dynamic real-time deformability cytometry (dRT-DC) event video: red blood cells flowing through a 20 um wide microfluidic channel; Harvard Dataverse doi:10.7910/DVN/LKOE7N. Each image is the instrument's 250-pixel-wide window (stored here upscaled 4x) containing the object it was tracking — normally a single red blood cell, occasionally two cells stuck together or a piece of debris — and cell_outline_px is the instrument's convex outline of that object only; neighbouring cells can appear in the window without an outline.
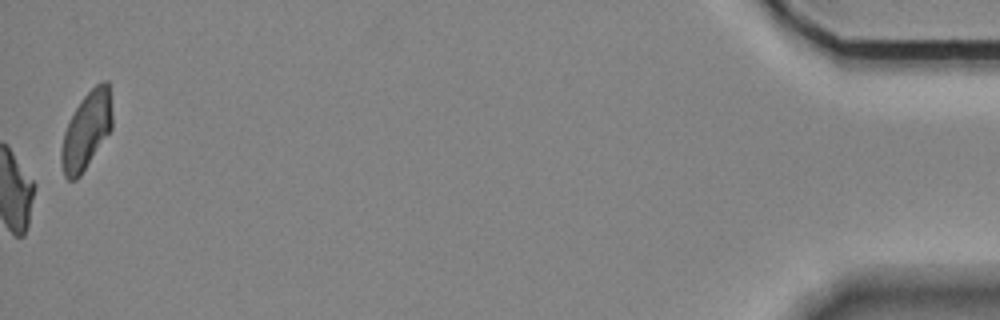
{"species": "Egyptian fruit bat (a non-hibernating species)", "species_latin": "Rousettus aegyptiacus", "temperature_condition": "room temperature", "stored_images_in_passage": 54, "camera_frame_rate_fps": 3000, "um_per_image_px": 0.085, "animal": {"sex": "female"}, "frame": {"image": 1, "passage_image": 54, "time_ms": 17.667, "image_size_px": [1000, 320], "cell_outline_px": [[112, 128], [80, 176], [76, 180], [68, 180], [64, 176], [60, 160], [60, 148], [64, 132], [68, 120], [80, 100], [96, 84], [104, 80], [108, 80], [112, 112]], "centroid_in_image_um": [7.32, 11.09], "position_along_channel_um": 427.9, "area_um2": 23.0}}